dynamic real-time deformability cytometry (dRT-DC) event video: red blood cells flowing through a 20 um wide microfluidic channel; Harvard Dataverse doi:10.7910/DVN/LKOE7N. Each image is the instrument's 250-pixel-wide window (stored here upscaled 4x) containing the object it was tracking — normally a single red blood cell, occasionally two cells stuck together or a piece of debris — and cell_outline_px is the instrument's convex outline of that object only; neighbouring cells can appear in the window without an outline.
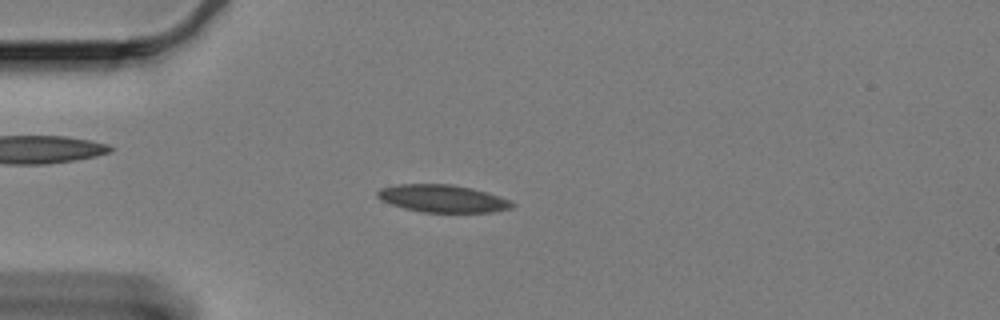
{"species": "Egyptian fruit bat (a non-hibernating species)", "species_latin": "Rousettus aegyptiacus", "temperature_condition": "cold", "stored_images_in_passage": 56, "camera_frame_rate_fps": 3000, "um_per_image_px": 0.085, "animal": {"sex": "female"}, "frame": {"image": 1, "passage_image": 11, "time_ms": 3.333, "image_size_px": [1000, 320], "cell_outline_px": [[516, 204], [512, 208], [492, 212], [420, 212], [404, 208], [380, 200], [376, 196], [376, 192], [380, 188], [396, 184], [452, 184], [472, 188], [512, 200]], "centroid_in_image_um": [37.62, 16.87], "position_along_channel_um": 47.4, "area_um2": 21.73}}
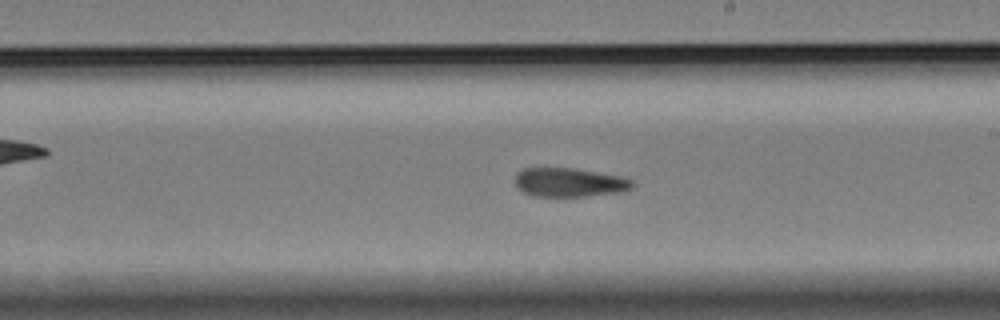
{"frame": {"image": 2, "passage_image": 30, "time_ms": 9.667, "image_size_px": [1000, 320], "cell_outline_px": [[636, 184], [632, 188], [620, 192], [588, 196], [532, 196], [524, 192], [516, 184], [516, 172], [524, 168], [572, 168], [620, 176], [632, 180]], "centroid_in_image_um": [48.41, 15.5], "position_along_channel_um": 240.6, "area_um2": 19.65}}
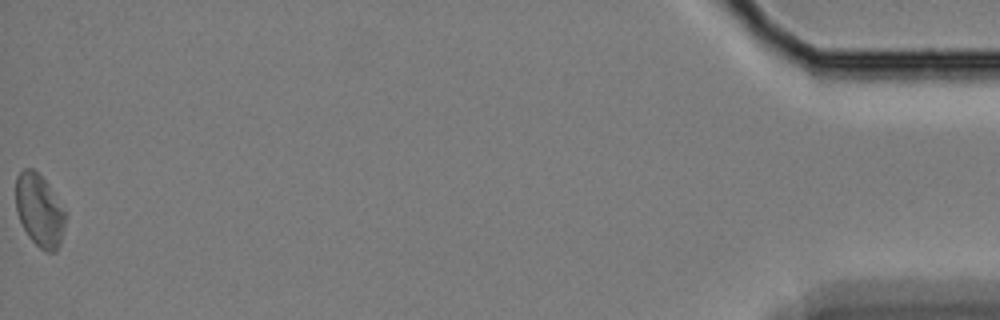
{"frame": {"image": 3, "passage_image": 56, "time_ms": 18.333, "image_size_px": [1000, 320], "cell_outline_px": [[64, 224], [60, 244], [56, 252], [48, 252], [40, 248], [28, 236], [16, 212], [16, 176], [24, 168], [32, 168], [44, 180], [64, 212]], "centroid_in_image_um": [3.31, 17.9], "position_along_channel_um": 431.9, "area_um2": 20.29}, "authors_computed_cell_mechanics": {"area_um2": 20.9814, "velocity_mm_per_s": 3.2955, "shape_relaxation_time_tau1_ms": 11.3202, "shape_relaxation_time_tau2_ms": 3.4535, "deformation_change_tau1": 0.1793, "deformation_change_tau2": 0.0956}}